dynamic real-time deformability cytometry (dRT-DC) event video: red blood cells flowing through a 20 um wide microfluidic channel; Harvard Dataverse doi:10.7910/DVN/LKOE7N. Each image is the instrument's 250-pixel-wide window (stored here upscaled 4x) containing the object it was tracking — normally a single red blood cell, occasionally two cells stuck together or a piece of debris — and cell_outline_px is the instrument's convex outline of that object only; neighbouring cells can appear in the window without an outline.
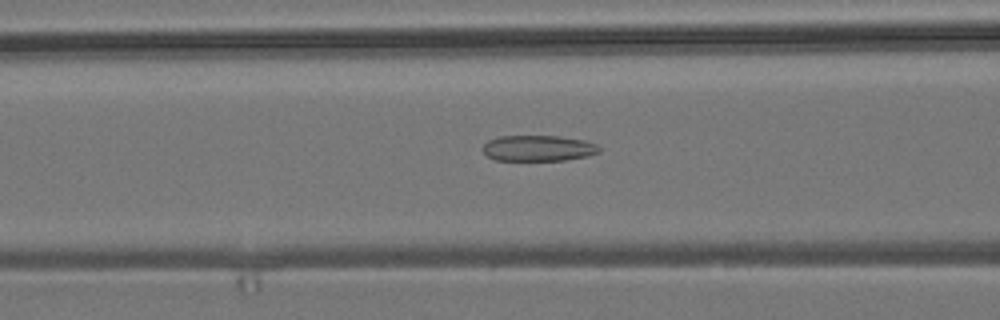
{"species": "common noctule bat (a hibernating species)", "species_latin": "Nyctalus noctula", "temperature_condition": "room temperature", "stored_images_in_passage": 53, "camera_frame_rate_fps": 3000, "um_per_image_px": 0.085, "animal": {"sex": "male", "body_mass_g": 19.2, "forearm_length_mm": 51.8}, "frame": {"image": 1, "passage_image": 21, "time_ms": 6.667, "image_size_px": [1000, 320], "cell_outline_px": [[600, 152], [588, 156], [564, 160], [496, 160], [488, 156], [484, 152], [484, 144], [488, 140], [500, 136], [560, 136], [584, 140], [596, 144], [600, 148]], "centroid_in_image_um": [45.78, 12.59], "position_along_channel_um": 120.8, "area_um2": 17.46}}
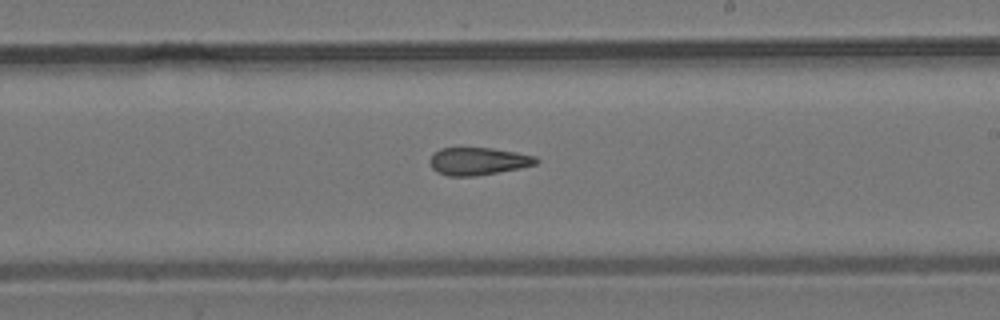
{"frame": {"image": 2, "passage_image": 31, "time_ms": 10.0, "image_size_px": [1000, 320], "cell_outline_px": [[540, 160], [536, 164], [520, 168], [472, 176], [448, 176], [436, 172], [432, 168], [428, 160], [432, 152], [440, 148], [492, 148], [516, 152], [536, 156]], "centroid_in_image_um": [40.6, 13.69], "position_along_channel_um": 248.4, "area_um2": 17.17}}
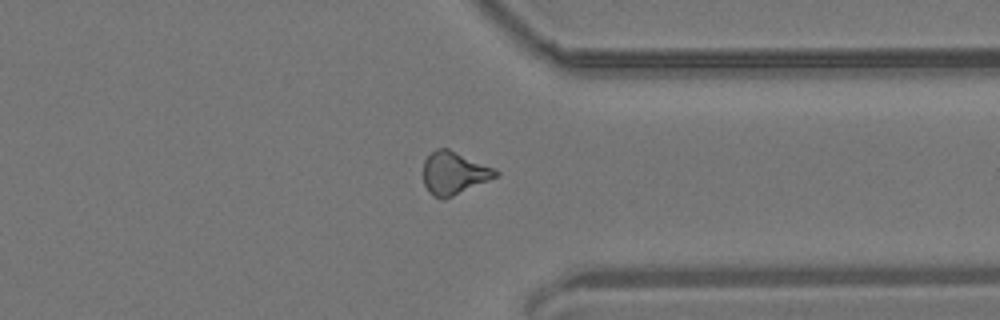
{"frame": {"image": 3, "passage_image": 41, "time_ms": 13.333, "image_size_px": [1000, 320], "cell_outline_px": [[500, 172], [496, 176], [488, 180], [452, 196], [432, 196], [428, 192], [424, 184], [424, 160], [436, 148], [448, 148], [496, 168]], "centroid_in_image_um": [38.59, 14.67], "position_along_channel_um": 372.8, "area_um2": 17.69}, "authors_computed_cell_mechanics": {"area_um2": 17.8602, "velocity_mm_per_s": 3.8299, "shape_relaxation_time_tau1_ms": null, "shape_relaxation_time_tau2_ms": 3.4498, "deformation_change_tau1": null, "deformation_change_tau2": 0.132}}